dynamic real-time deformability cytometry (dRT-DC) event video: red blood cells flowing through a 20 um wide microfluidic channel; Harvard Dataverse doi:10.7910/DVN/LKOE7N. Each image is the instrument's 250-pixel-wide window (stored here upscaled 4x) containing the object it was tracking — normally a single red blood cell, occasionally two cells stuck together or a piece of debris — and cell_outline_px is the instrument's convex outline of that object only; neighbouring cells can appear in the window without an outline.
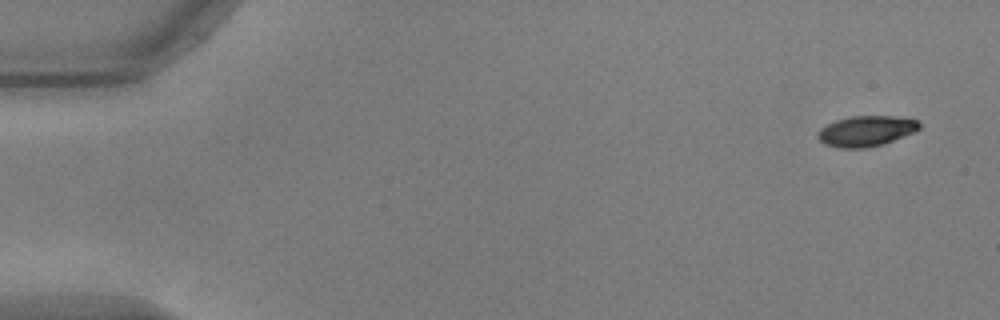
{"species": "common noctule bat (a hibernating species)", "species_latin": "Nyctalus noctula", "temperature_condition": "warm", "stored_images_in_passage": 53, "camera_frame_rate_fps": 3000, "um_per_image_px": 0.085, "animal": {"sex": "male", "body_mass_g": 17.9, "forearm_length_mm": 54.2}, "frame": {"image": 1, "passage_image": 1, "time_ms": 0.0, "image_size_px": [1000, 320], "cell_outline_px": [[920, 128], [916, 132], [884, 144], [864, 148], [840, 148], [824, 144], [816, 136], [820, 128], [836, 120], [852, 116], [892, 116], [916, 120], [920, 124]], "centroid_in_image_um": [73.62, 11.15], "position_along_channel_um": 11.4, "area_um2": 18.09}}
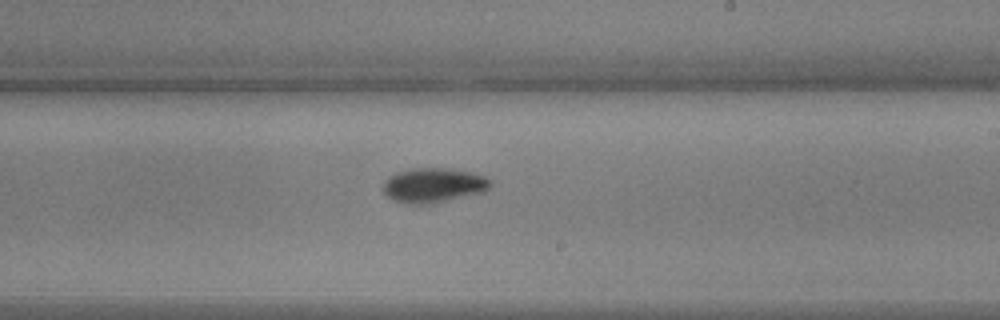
{"frame": {"image": 2, "passage_image": 31, "time_ms": 10.0, "image_size_px": [1000, 320], "cell_outline_px": [[492, 184], [484, 192], [432, 204], [408, 204], [392, 200], [384, 192], [384, 184], [388, 176], [396, 172], [412, 168], [452, 168], [484, 176], [492, 180]], "centroid_in_image_um": [36.85, 15.75], "position_along_channel_um": 252.1, "area_um2": 21.79}}
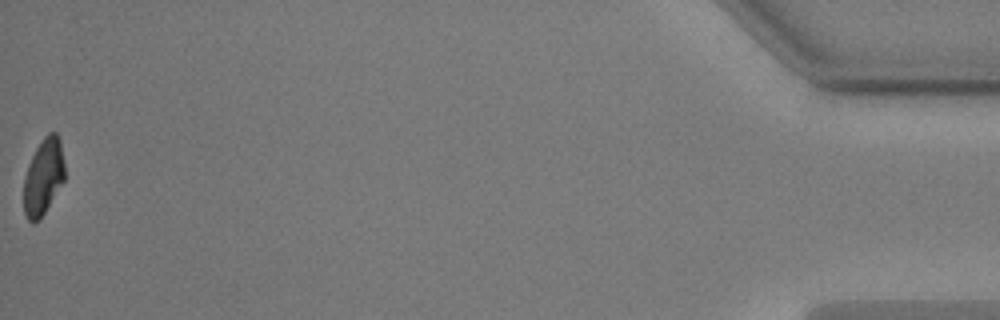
{"frame": {"image": 3, "passage_image": 53, "time_ms": 17.333, "image_size_px": [1000, 320], "cell_outline_px": [[64, 180], [40, 220], [32, 224], [28, 220], [24, 212], [24, 176], [28, 164], [36, 148], [44, 136], [48, 132], [56, 132], [60, 140], [64, 164]], "centroid_in_image_um": [3.68, 15.04], "position_along_channel_um": 431.5, "area_um2": 18.21}, "authors_computed_cell_mechanics": {"area_um2": 19.9988, "velocity_mm_per_s": 3.7171, "shape_relaxation_time_tau1_ms": 3.5844, "shape_relaxation_time_tau2_ms": 4.3875, "deformation_change_tau1": 0.1492, "deformation_change_tau2": 0.0743}}